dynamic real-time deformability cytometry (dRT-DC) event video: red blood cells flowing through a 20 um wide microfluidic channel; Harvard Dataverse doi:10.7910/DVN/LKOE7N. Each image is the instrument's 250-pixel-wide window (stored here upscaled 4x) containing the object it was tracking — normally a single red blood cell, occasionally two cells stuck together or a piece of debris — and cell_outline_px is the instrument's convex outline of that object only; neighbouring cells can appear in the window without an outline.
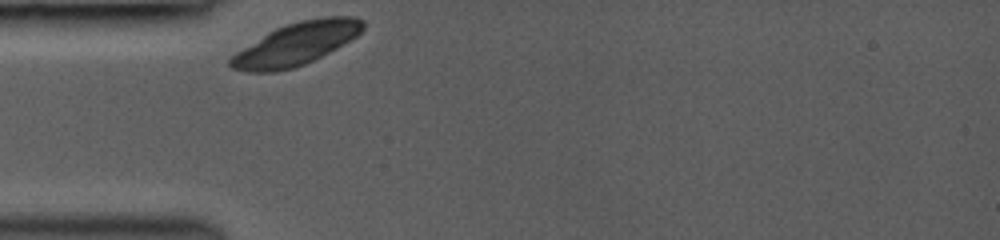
{"species": "common noctule bat (a hibernating species)", "species_latin": "Nyctalus noctula", "temperature_condition": "room temperature", "stored_images_in_passage": 27, "camera_frame_rate_fps": 3000, "um_per_image_px": 0.085, "animal": {"sex": "female", "body_mass_g": 19.0, "forearm_length_mm": 53.3}, "frame": {"image": 1, "passage_image": 1, "time_ms": 0.0, "image_size_px": [1000, 240], "cell_outline_px": [[364, 28], [356, 36], [336, 48], [304, 64], [292, 68], [272, 72], [248, 72], [232, 68], [228, 64], [228, 60], [236, 52], [268, 32], [276, 28], [300, 20], [324, 16], [356, 16], [364, 20]], "centroid_in_image_um": [25.18, 3.71], "position_along_channel_um": 59.8, "area_um2": 32.48}}
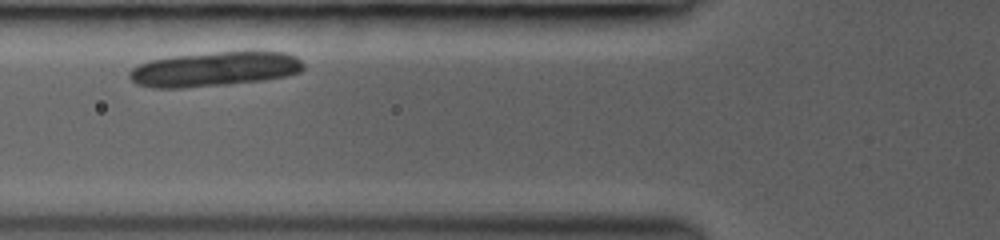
{"frame": {"image": 2, "passage_image": 5, "time_ms": 1.333, "image_size_px": [1000, 240], "cell_outline_px": [[304, 68], [300, 72], [284, 76], [264, 80], [228, 84], [184, 88], [152, 88], [136, 84], [128, 76], [128, 72], [136, 64], [152, 60], [172, 56], [220, 52], [284, 52], [296, 56], [304, 64]], "centroid_in_image_um": [18.19, 5.88], "position_along_channel_um": 107.6, "area_um2": 35.03}}
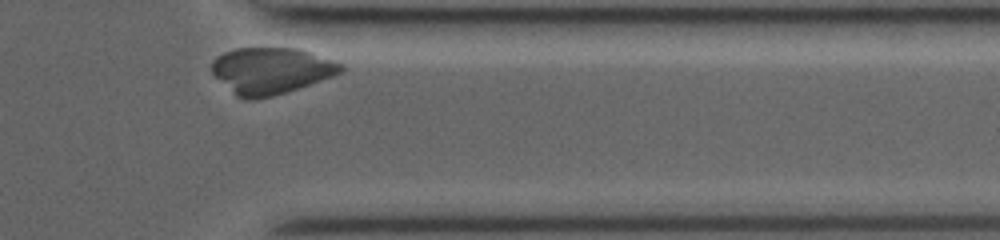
{"frame": {"image": 3, "passage_image": 26, "time_ms": 8.667, "image_size_px": [1000, 240], "cell_outline_px": [[344, 72], [272, 96], [252, 100], [244, 100], [236, 96], [212, 72], [212, 60], [216, 56], [224, 52], [236, 48], [300, 48], [344, 64]], "centroid_in_image_um": [23.04, 5.99], "position_along_channel_um": 388.4, "area_um2": 34.74}}